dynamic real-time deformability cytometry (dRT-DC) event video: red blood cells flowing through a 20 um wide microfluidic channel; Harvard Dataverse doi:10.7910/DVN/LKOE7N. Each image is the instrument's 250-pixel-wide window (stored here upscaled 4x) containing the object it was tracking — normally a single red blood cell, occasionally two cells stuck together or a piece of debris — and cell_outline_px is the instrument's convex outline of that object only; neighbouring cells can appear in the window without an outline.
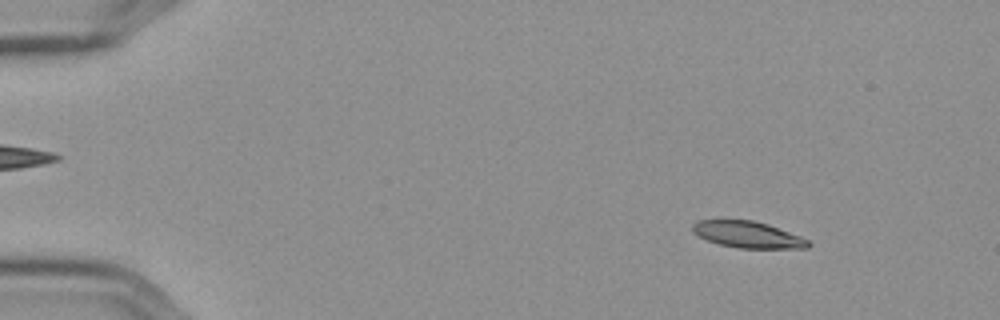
{"species": "Egyptian fruit bat (a non-hibernating species)", "species_latin": "Rousettus aegyptiacus", "temperature_condition": "cold", "stored_images_in_passage": 58, "camera_frame_rate_fps": 3000, "um_per_image_px": 0.085, "frame": {"image": 1, "passage_image": 8, "time_ms": 2.333, "image_size_px": [1000, 320], "cell_outline_px": [[812, 244], [808, 248], [736, 248], [720, 244], [708, 240], [692, 232], [692, 224], [696, 220], [752, 220], [768, 224], [800, 236], [808, 240]], "centroid_in_image_um": [63.56, 19.94], "position_along_channel_um": 21.4, "area_um2": 17.8}}
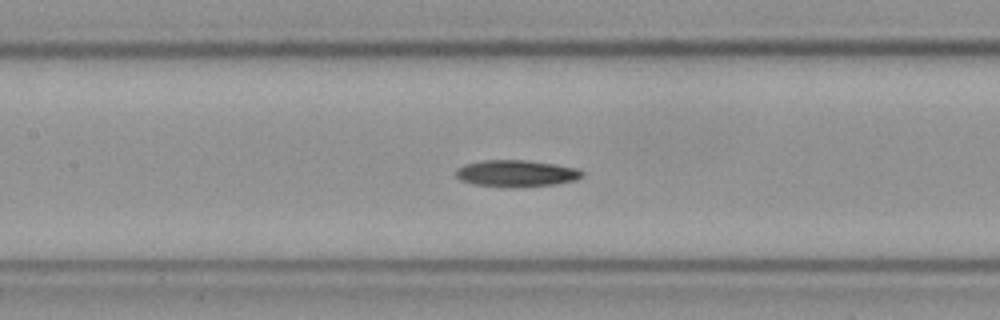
{"frame": {"image": 2, "passage_image": 28, "time_ms": 9.0, "image_size_px": [1000, 320], "cell_outline_px": [[584, 172], [576, 180], [556, 184], [512, 188], [476, 184], [460, 180], [456, 176], [456, 168], [464, 164], [484, 160], [528, 160], [556, 164], [580, 168]], "centroid_in_image_um": [43.9, 14.73], "position_along_channel_um": 163.5, "area_um2": 19.83}}
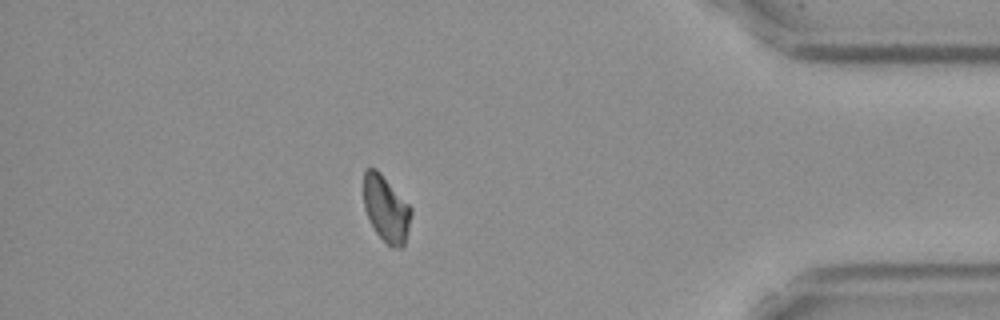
{"frame": {"image": 3, "passage_image": 51, "time_ms": 16.667, "image_size_px": [1000, 320], "cell_outline_px": [[412, 212], [404, 244], [400, 248], [392, 248], [376, 232], [364, 208], [364, 172], [368, 168], [376, 168], [380, 172], [412, 208]], "centroid_in_image_um": [32.82, 17.74], "position_along_channel_um": 402.4, "area_um2": 17.98}, "authors_computed_cell_mechanics": {"area_um2": 18.8139, "velocity_mm_per_s": 3.5888, "shape_relaxation_time_tau1_ms": 9.6141, "shape_relaxation_time_tau2_ms": null, "deformation_change_tau1": 0.1927, "deformation_change_tau2": null}}